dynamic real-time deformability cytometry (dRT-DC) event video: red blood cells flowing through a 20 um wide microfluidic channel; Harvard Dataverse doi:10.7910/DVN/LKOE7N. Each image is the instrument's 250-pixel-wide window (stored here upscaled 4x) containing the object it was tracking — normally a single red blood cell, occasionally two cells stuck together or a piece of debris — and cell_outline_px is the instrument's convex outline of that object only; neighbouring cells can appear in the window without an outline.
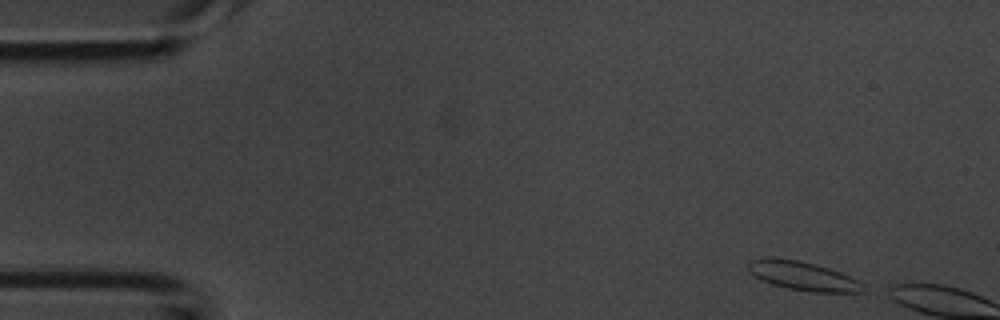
{"species": "common noctule bat (a hibernating species)", "species_latin": "Nyctalus noctula", "temperature_condition": "room temperature", "stored_images_in_passage": 5, "camera_frame_rate_fps": 3000, "um_per_image_px": 0.085, "animal": {"sex": "male", "body_mass_g": 20.1, "forearm_length_mm": 53.5}, "frame": {"image": 1, "passage_image": 2, "time_ms": 0.333, "image_size_px": [1000, 320], "cell_outline_px": [[864, 284], [860, 292], [816, 292], [788, 288], [772, 284], [756, 276], [748, 268], [748, 264], [752, 260], [796, 260], [828, 268], [840, 272]], "centroid_in_image_um": [68.31, 23.49], "position_along_channel_um": 16.7, "area_um2": 18.09}}